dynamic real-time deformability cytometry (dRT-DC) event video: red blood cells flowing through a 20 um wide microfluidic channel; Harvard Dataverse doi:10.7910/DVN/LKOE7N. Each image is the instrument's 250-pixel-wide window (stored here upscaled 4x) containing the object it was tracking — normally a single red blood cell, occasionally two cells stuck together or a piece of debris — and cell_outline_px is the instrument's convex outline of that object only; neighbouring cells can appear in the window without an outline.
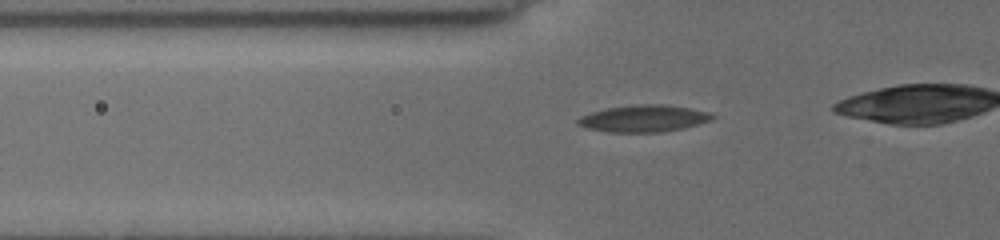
{"species": "common noctule bat (a hibernating species)", "species_latin": "Nyctalus noctula", "temperature_condition": "cold", "stored_images_in_passage": 6, "camera_frame_rate_fps": 3000, "um_per_image_px": 0.085, "animal": {"sex": "female", "body_mass_g": 19.5, "forearm_length_mm": 54.1}, "frame": {"image": 1, "passage_image": 6, "time_ms": 5.0, "image_size_px": [1000, 240], "cell_outline_px": [[716, 116], [712, 120], [680, 128], [660, 132], [608, 132], [584, 128], [576, 124], [576, 120], [580, 116], [592, 112], [608, 108], [632, 104], [668, 104], [692, 108], [708, 112]], "centroid_in_image_um": [54.68, 10.06], "position_along_channel_um": 71.1, "area_um2": 21.15}}